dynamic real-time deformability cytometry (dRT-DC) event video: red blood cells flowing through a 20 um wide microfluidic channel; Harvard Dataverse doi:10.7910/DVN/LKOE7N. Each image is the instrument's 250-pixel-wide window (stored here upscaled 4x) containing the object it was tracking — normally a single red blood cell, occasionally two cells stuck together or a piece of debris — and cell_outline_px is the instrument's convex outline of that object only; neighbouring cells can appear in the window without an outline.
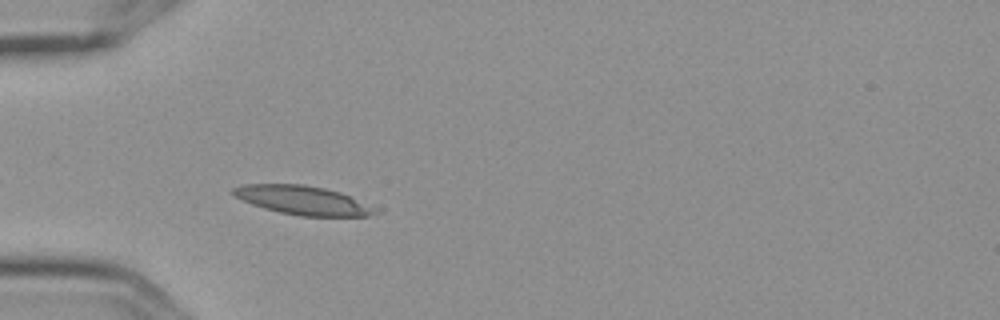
{"species": "Egyptian fruit bat (a non-hibernating species)", "species_latin": "Rousettus aegyptiacus", "temperature_condition": "cold", "stored_images_in_passage": 2, "camera_frame_rate_fps": 3000, "um_per_image_px": 0.085, "frame": {"image": 1, "passage_image": 2, "time_ms": 0.333, "image_size_px": [1000, 320], "cell_outline_px": [[384, 208], [380, 212], [368, 216], [300, 216], [280, 212], [264, 208], [252, 204], [232, 196], [232, 188], [244, 184], [304, 184], [324, 188], [340, 192]], "centroid_in_image_um": [25.85, 17.03], "position_along_channel_um": 59.2, "area_um2": 24.39}}